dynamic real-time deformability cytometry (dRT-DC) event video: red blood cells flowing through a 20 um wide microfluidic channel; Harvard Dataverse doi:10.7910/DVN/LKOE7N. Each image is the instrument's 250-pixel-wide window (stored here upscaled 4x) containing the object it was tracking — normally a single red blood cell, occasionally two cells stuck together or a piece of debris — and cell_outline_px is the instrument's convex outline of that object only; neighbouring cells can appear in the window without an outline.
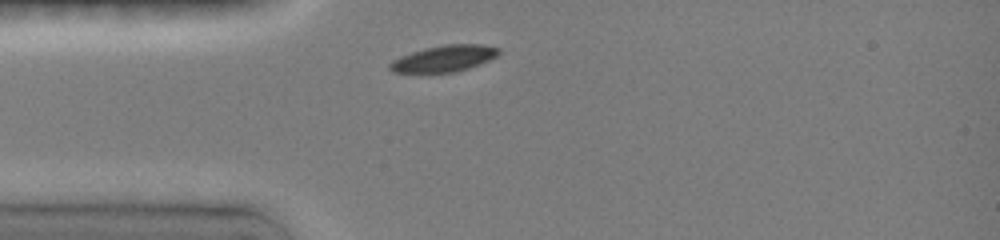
{"species": "common noctule bat (a hibernating species)", "species_latin": "Nyctalus noctula", "temperature_condition": "room temperature", "stored_images_in_passage": 2, "camera_frame_rate_fps": 3000, "um_per_image_px": 0.085, "animal": {"sex": "female", "body_mass_g": 19.0, "forearm_length_mm": 51.5}, "frame": {"image": 1, "passage_image": 1, "time_ms": 0.0, "image_size_px": [1000, 240], "cell_outline_px": [[500, 52], [496, 56], [488, 60], [468, 68], [452, 72], [392, 72], [388, 68], [388, 64], [392, 60], [400, 56], [424, 48], [444, 44], [480, 44], [500, 48]], "centroid_in_image_um": [37.71, 4.96], "position_along_channel_um": 47.3, "area_um2": 16.59}}
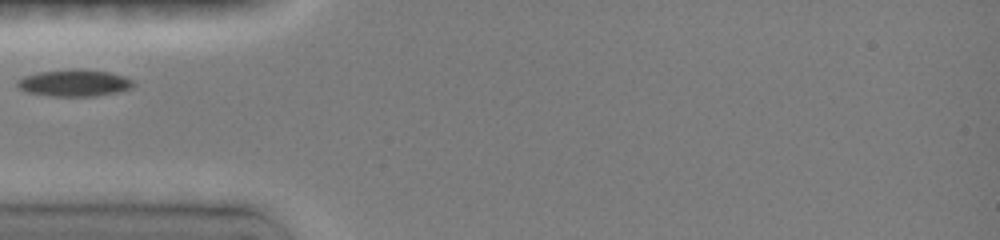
{"frame": {"image": 2, "passage_image": 2, "time_ms": 1.0, "image_size_px": [1000, 240], "cell_outline_px": [[132, 88], [116, 92], [92, 96], [56, 96], [28, 92], [20, 88], [16, 84], [16, 80], [24, 76], [36, 72], [72, 68], [84, 68], [108, 72], [124, 76], [132, 80]], "centroid_in_image_um": [6.29, 7.02], "position_along_channel_um": 78.7, "area_um2": 18.15}}